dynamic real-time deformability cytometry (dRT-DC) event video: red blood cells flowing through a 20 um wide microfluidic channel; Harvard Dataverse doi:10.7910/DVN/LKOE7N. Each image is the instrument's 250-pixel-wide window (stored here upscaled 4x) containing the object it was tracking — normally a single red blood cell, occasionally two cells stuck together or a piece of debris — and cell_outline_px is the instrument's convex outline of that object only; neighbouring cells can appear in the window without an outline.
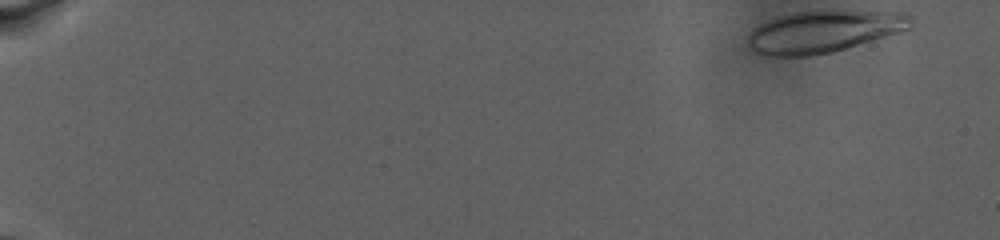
{"species": "human", "species_latin": "Homo sapiens", "temperature_condition": "warm", "stored_images_in_passage": 65, "camera_frame_rate_fps": 3000, "um_per_image_px": 0.085, "donor": {"sex": "male"}, "frame": {"image": 1, "passage_image": 1, "time_ms": 0.0, "image_size_px": [1000, 240], "cell_outline_px": [[912, 28], [832, 52], [812, 56], [772, 56], [756, 52], [748, 44], [748, 36], [752, 28], [768, 20], [780, 16], [796, 12], [908, 12], [912, 16]], "centroid_in_image_um": [70.01, 2.69], "position_along_channel_um": 15.0, "area_um2": 39.13}}
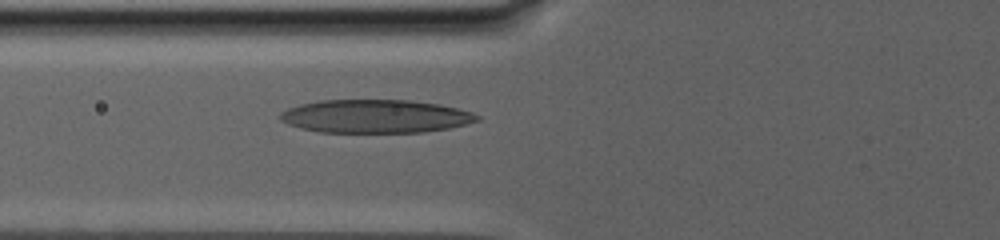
{"frame": {"image": 2, "passage_image": 51, "time_ms": 11.333, "image_size_px": [1000, 240], "cell_outline_px": [[480, 120], [448, 128], [424, 132], [320, 132], [300, 128], [288, 124], [280, 120], [280, 112], [288, 108], [300, 104], [320, 100], [408, 100], [440, 104], [472, 112], [480, 116]], "centroid_in_image_um": [31.89, 9.88], "position_along_channel_um": 93.9, "area_um2": 38.15}}
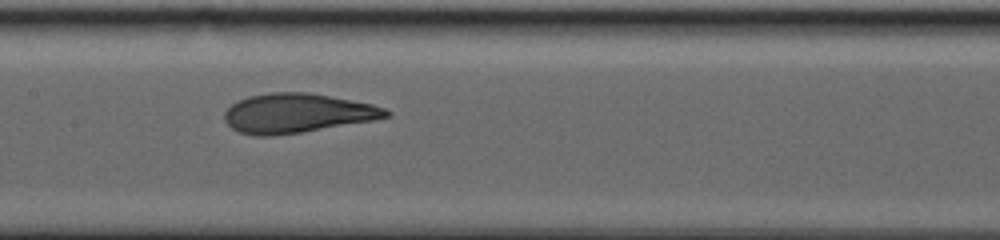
{"frame": {"image": 3, "passage_image": 64, "time_ms": 15.0, "image_size_px": [1000, 240], "cell_outline_px": [[392, 116], [372, 120], [300, 132], [272, 136], [256, 136], [240, 132], [232, 128], [224, 120], [224, 112], [236, 100], [248, 96], [272, 92], [308, 92], [372, 104], [384, 108], [392, 112]], "centroid_in_image_um": [25.23, 9.61], "position_along_channel_um": 182.2, "area_um2": 36.82}}